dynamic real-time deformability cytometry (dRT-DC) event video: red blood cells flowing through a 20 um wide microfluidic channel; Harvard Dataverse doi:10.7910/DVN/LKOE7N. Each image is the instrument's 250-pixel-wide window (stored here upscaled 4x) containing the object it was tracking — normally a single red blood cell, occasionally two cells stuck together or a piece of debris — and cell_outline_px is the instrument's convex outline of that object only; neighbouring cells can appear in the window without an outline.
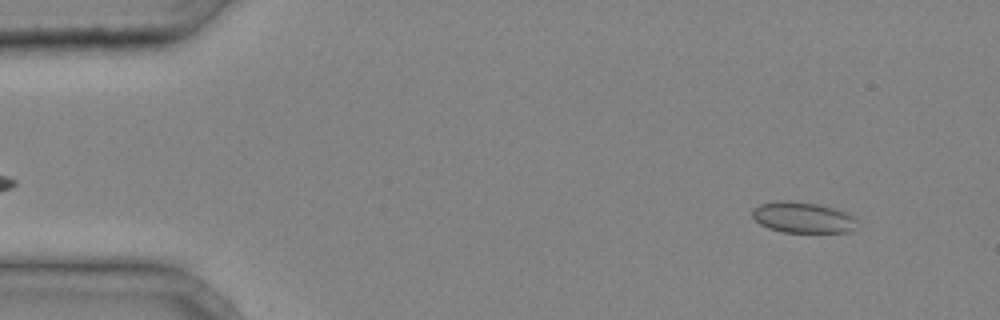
{"species": "common noctule bat (a hibernating species)", "species_latin": "Nyctalus noctula", "temperature_condition": "cold", "stored_images_in_passage": 37, "camera_frame_rate_fps": 3000, "um_per_image_px": 0.085, "animal": {"sex": "male", "body_mass_g": 20.4}, "frame": {"image": 1, "passage_image": 3, "time_ms": 0.667, "image_size_px": [1000, 320], "cell_outline_px": [[856, 220], [852, 232], [784, 232], [768, 228], [760, 224], [752, 216], [752, 208], [760, 204], [780, 200], [784, 200], [816, 204], [848, 212]], "centroid_in_image_um": [68.21, 18.49], "position_along_channel_um": 16.8, "area_um2": 18.73}}
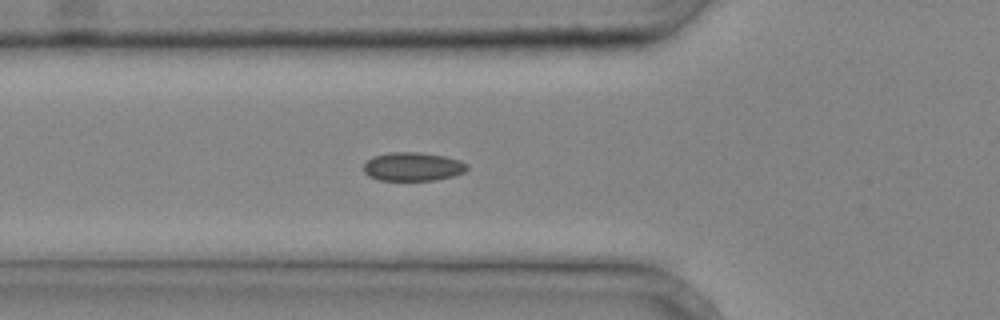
{"frame": {"image": 2, "passage_image": 13, "time_ms": 4.0, "image_size_px": [1000, 320], "cell_outline_px": [[468, 168], [464, 172], [452, 176], [432, 180], [380, 180], [368, 176], [364, 172], [364, 164], [372, 156], [388, 152], [420, 152], [444, 156], [460, 160], [468, 164]], "centroid_in_image_um": [35.08, 14.15], "position_along_channel_um": 90.7, "area_um2": 17.28}}
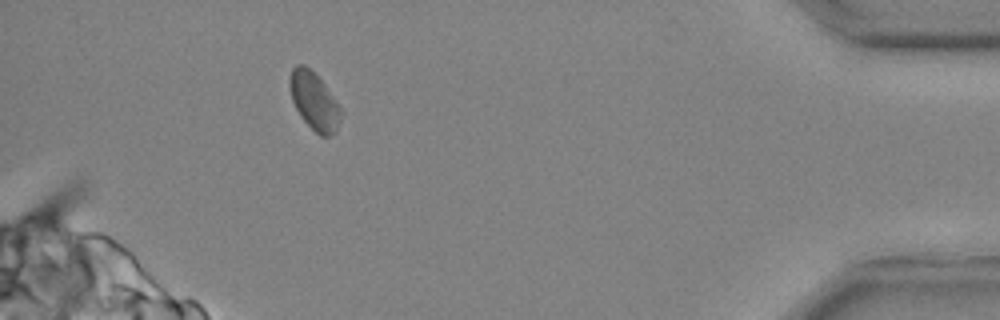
{"frame": {"image": 3, "passage_image": 35, "time_ms": 11.333, "image_size_px": [1000, 320], "cell_outline_px": [[344, 112], [336, 132], [328, 136], [320, 136], [300, 116], [292, 100], [288, 84], [288, 80], [292, 68], [296, 64], [304, 64], [324, 84]], "centroid_in_image_um": [26.71, 8.6], "position_along_channel_um": 408.5, "area_um2": 17.17}}